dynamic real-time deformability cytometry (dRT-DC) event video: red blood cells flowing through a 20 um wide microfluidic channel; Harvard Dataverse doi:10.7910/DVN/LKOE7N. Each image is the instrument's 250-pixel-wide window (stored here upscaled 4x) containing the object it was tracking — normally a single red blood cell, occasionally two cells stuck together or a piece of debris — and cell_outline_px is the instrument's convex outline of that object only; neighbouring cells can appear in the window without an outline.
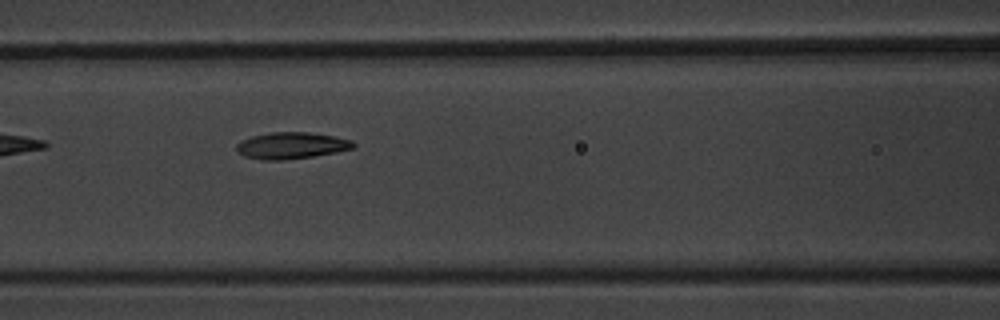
{"species": "common noctule bat (a hibernating species)", "species_latin": "Nyctalus noctula", "temperature_condition": "warm", "stored_images_in_passage": 8, "camera_frame_rate_fps": 3000, "um_per_image_px": 0.085, "animal": {"sex": "male", "body_mass_g": 20.1, "forearm_length_mm": 53.5}, "frame": {"image": 1, "passage_image": 8, "time_ms": 8.0, "image_size_px": [1000, 320], "cell_outline_px": [[356, 144], [352, 148], [336, 152], [312, 156], [284, 160], [260, 160], [244, 156], [236, 152], [236, 144], [240, 140], [252, 136], [272, 132], [308, 132], [332, 136], [352, 140]], "centroid_in_image_um": [24.71, 12.37], "position_along_channel_um": 141.9, "area_um2": 18.09}}